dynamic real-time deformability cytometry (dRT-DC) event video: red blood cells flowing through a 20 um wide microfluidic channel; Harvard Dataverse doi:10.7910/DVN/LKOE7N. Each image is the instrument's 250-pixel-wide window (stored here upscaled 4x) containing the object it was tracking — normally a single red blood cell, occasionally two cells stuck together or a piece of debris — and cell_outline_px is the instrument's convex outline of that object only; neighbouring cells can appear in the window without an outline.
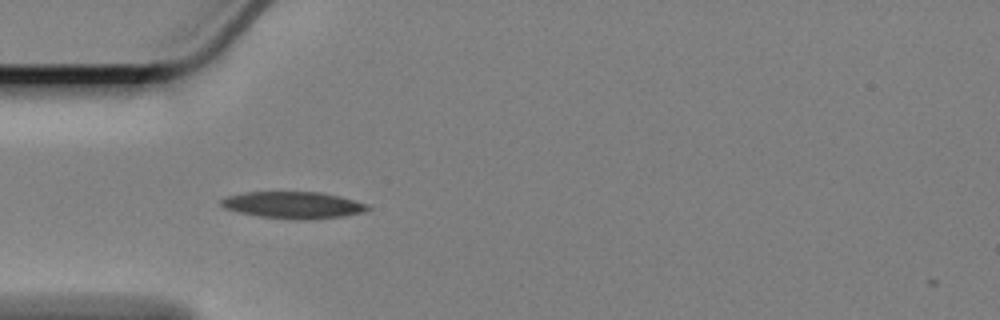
{"species": "Egyptian fruit bat (a non-hibernating species)", "species_latin": "Rousettus aegyptiacus", "temperature_condition": "cold", "stored_images_in_passage": 43, "camera_frame_rate_fps": 3000, "um_per_image_px": 0.085, "animal": {"sex": "female"}, "frame": {"image": 1, "passage_image": 1, "time_ms": 0.0, "image_size_px": [1000, 320], "cell_outline_px": [[372, 208], [364, 212], [344, 216], [308, 220], [304, 220], [260, 216], [240, 212], [224, 208], [220, 204], [220, 200], [228, 196], [244, 192], [320, 192], [340, 196], [368, 204]], "centroid_in_image_um": [24.97, 17.42], "position_along_channel_um": 60.0, "area_um2": 22.83}}
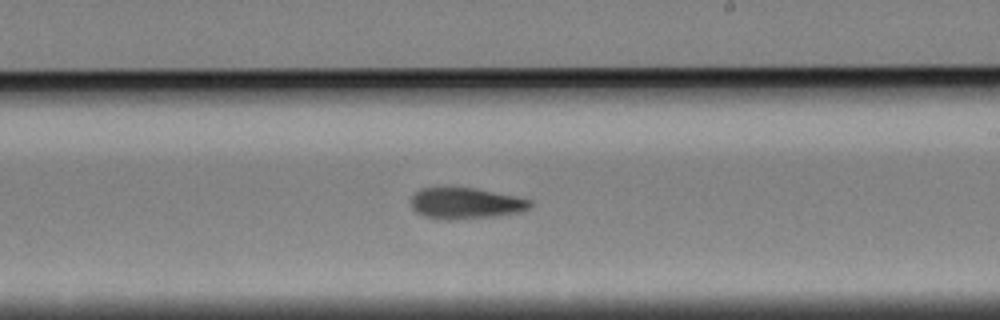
{"frame": {"image": 2, "passage_image": 18, "time_ms": 5.667, "image_size_px": [1000, 320], "cell_outline_px": [[532, 208], [520, 212], [492, 216], [448, 220], [436, 220], [424, 216], [416, 212], [412, 208], [412, 196], [420, 188], [448, 184], [476, 188], [516, 196], [532, 200]], "centroid_in_image_um": [39.54, 17.24], "position_along_channel_um": 249.5, "area_um2": 22.48}}
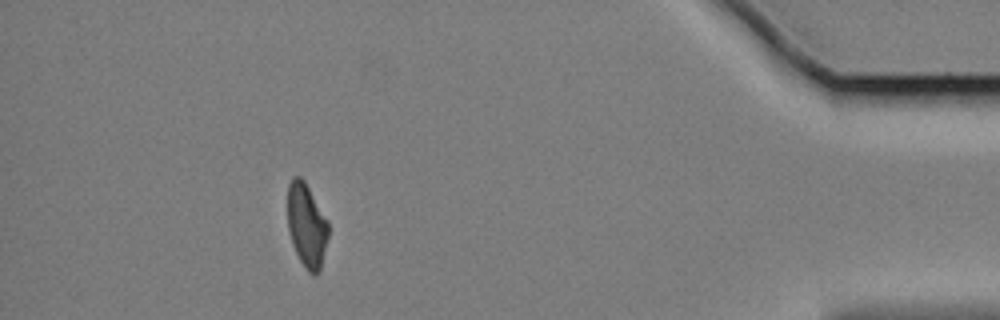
{"frame": {"image": 3, "passage_image": 37, "time_ms": 12.0, "image_size_px": [1000, 320], "cell_outline_px": [[328, 236], [320, 272], [316, 276], [308, 272], [300, 260], [292, 244], [288, 228], [288, 184], [292, 176], [300, 176], [304, 180], [328, 220]], "centroid_in_image_um": [26.07, 19.16], "position_along_channel_um": 409.1, "area_um2": 20.0}, "authors_computed_cell_mechanics": {"area_um2": 21.675, "velocity_mm_per_s": 3.3735, "shape_relaxation_time_tau1_ms": 6.2068, "shape_relaxation_time_tau2_ms": 4.8648, "deformation_change_tau1": 0.1837, "deformation_change_tau2": 0.1299}}